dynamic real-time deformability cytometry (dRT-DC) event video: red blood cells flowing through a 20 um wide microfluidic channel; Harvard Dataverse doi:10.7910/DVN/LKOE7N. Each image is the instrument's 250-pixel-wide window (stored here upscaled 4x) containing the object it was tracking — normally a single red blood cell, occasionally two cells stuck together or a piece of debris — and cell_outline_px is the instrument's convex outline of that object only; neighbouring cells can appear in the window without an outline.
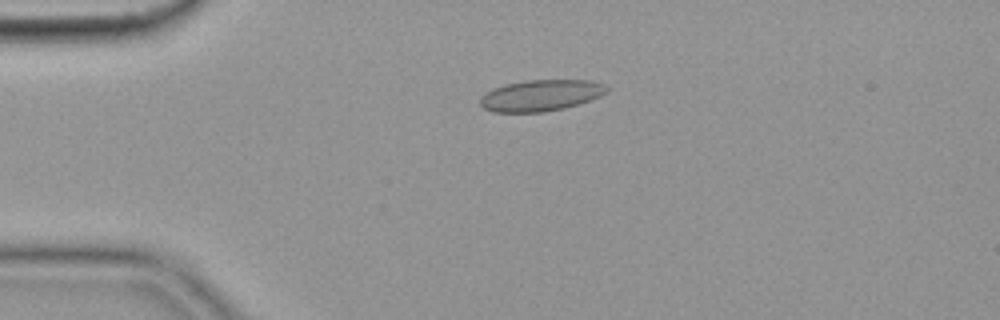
{"species": "common noctule bat (a hibernating species)", "species_latin": "Nyctalus noctula", "temperature_condition": "cold", "stored_images_in_passage": 56, "camera_frame_rate_fps": 3000, "um_per_image_px": 0.085, "animal": {"sex": "female", "body_mass_g": 19.9}, "frame": {"image": 1, "passage_image": 13, "time_ms": 4.0, "image_size_px": [1000, 320], "cell_outline_px": [[608, 92], [600, 96], [564, 108], [544, 112], [492, 112], [484, 108], [480, 104], [480, 96], [492, 88], [504, 84], [524, 80], [592, 80], [604, 84], [608, 88]], "centroid_in_image_um": [45.94, 8.1], "position_along_channel_um": 39.1, "area_um2": 23.18}}
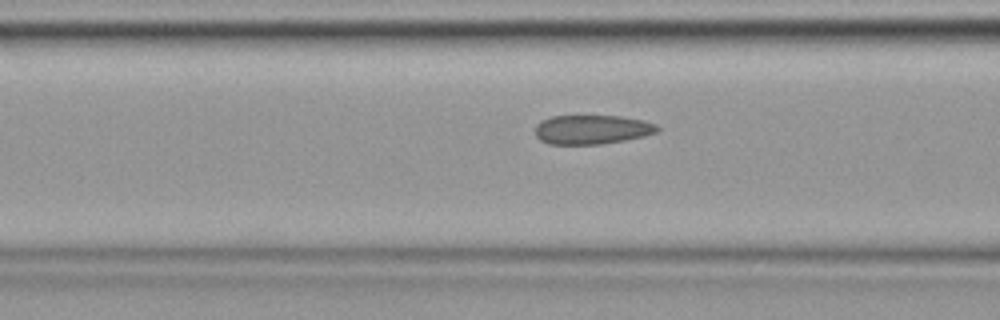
{"frame": {"image": 2, "passage_image": 22, "time_ms": 7.0, "image_size_px": [1000, 320], "cell_outline_px": [[660, 128], [656, 132], [644, 136], [624, 140], [600, 144], [548, 144], [540, 140], [536, 136], [536, 124], [540, 120], [552, 116], [620, 116], [644, 120], [656, 124]], "centroid_in_image_um": [50.3, 11.0], "position_along_channel_um": 116.3, "area_um2": 20.81}}
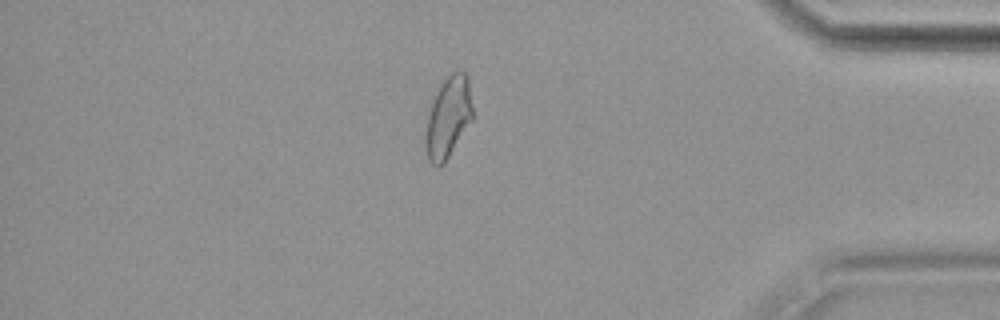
{"frame": {"image": 3, "passage_image": 48, "time_ms": 15.667, "image_size_px": [1000, 320], "cell_outline_px": [[472, 120], [444, 164], [440, 168], [436, 168], [428, 160], [424, 140], [428, 112], [432, 100], [436, 92], [444, 80], [452, 72], [464, 72], [468, 76], [472, 104]], "centroid_in_image_um": [38.08, 10.02], "position_along_channel_um": 397.1, "area_um2": 22.37}, "authors_computed_cell_mechanics": {"area_um2": 22.3686, "velocity_mm_per_s": 3.602, "shape_relaxation_time_tau1_ms": null, "shape_relaxation_time_tau2_ms": 1.7819, "deformation_change_tau1": null, "deformation_change_tau2": 0.054}}